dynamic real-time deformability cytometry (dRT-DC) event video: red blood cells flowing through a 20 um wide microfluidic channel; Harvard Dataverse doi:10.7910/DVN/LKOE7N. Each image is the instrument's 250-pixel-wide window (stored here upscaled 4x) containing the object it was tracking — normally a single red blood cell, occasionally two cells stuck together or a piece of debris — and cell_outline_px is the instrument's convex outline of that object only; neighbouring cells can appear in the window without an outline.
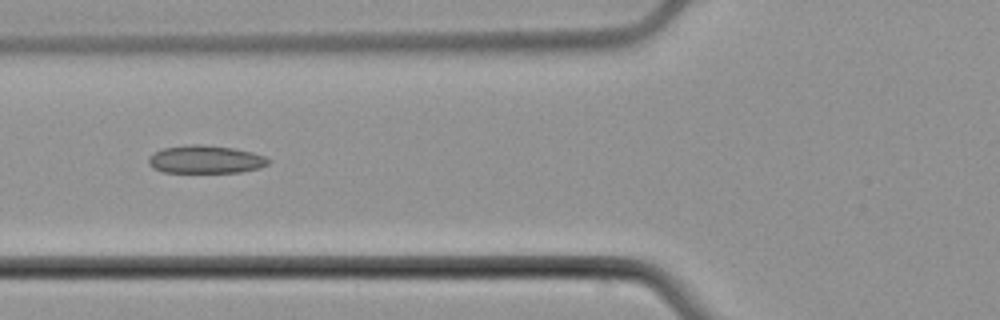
{"species": "common noctule bat (a hibernating species)", "species_latin": "Nyctalus noctula", "temperature_condition": "cold", "stored_images_in_passage": 4, "camera_frame_rate_fps": 3000, "um_per_image_px": 0.085, "animal": {"sex": "male", "body_mass_g": 21.5, "forearm_length_mm": 52.0}, "frame": {"image": 1, "passage_image": 3, "time_ms": 2.333, "image_size_px": [1000, 320], "cell_outline_px": [[272, 160], [268, 164], [260, 168], [240, 172], [164, 172], [152, 168], [148, 164], [148, 156], [164, 148], [188, 144], [204, 144], [236, 148], [252, 152], [264, 156]], "centroid_in_image_um": [17.48, 13.54], "position_along_channel_um": 108.3, "area_um2": 19.71}}
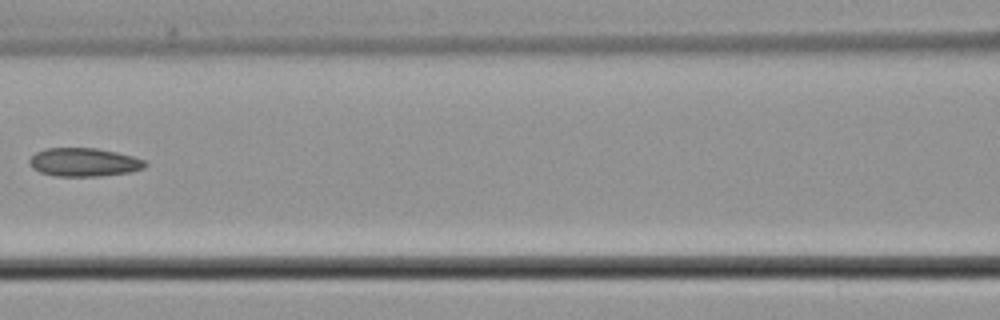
{"frame": {"image": 2, "passage_image": 4, "time_ms": 3.667, "image_size_px": [1000, 320], "cell_outline_px": [[148, 164], [144, 168], [132, 172], [100, 176], [56, 176], [40, 172], [32, 168], [28, 164], [28, 160], [36, 152], [44, 148], [96, 148], [116, 152], [132, 156], [144, 160]], "centroid_in_image_um": [7.12, 13.79], "position_along_channel_um": 159.5, "area_um2": 19.31}}